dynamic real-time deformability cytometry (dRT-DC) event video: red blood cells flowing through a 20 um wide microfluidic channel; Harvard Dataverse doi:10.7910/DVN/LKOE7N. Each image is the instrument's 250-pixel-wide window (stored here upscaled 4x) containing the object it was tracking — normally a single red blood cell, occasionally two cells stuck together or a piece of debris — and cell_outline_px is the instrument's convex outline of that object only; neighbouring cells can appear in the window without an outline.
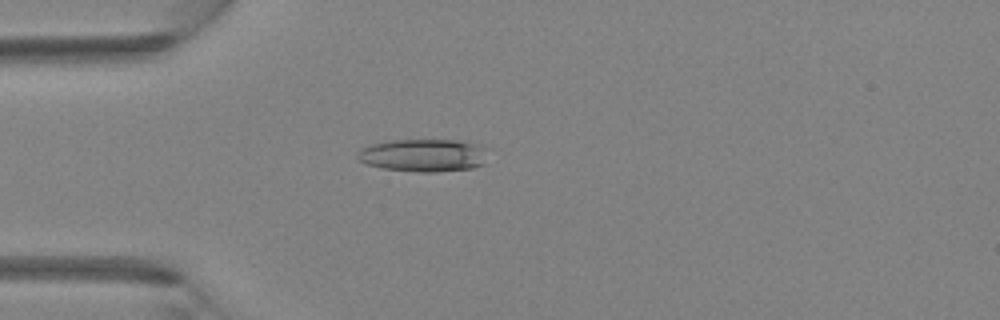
{"species": "Egyptian fruit bat (a non-hibernating species)", "species_latin": "Rousettus aegyptiacus", "temperature_condition": "room temperature", "stored_images_in_passage": 3, "camera_frame_rate_fps": 3000, "um_per_image_px": 0.085, "animal": {"sex": "female"}, "frame": {"image": 1, "passage_image": 3, "time_ms": 0.667, "image_size_px": [1000, 320], "cell_outline_px": [[492, 148], [484, 164], [472, 168], [436, 172], [420, 172], [384, 168], [368, 164], [360, 160], [356, 156], [356, 152], [360, 148], [372, 144], [388, 140], [456, 140], [484, 144]], "centroid_in_image_um": [36.11, 13.18], "position_along_channel_um": 48.9, "area_um2": 25.49}}